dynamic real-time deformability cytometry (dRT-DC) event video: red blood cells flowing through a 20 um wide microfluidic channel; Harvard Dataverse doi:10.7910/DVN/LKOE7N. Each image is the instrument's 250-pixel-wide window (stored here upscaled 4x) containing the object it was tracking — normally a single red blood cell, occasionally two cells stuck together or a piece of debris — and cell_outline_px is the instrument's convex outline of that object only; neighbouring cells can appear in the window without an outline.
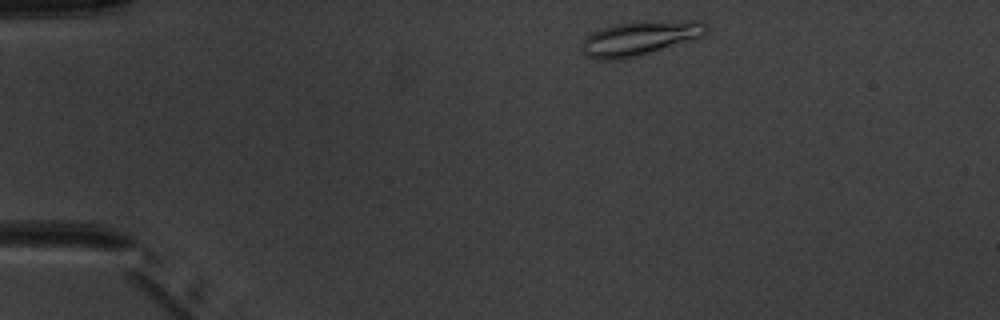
{"species": "common noctule bat (a hibernating species)", "species_latin": "Nyctalus noctula", "temperature_condition": "warm", "stored_images_in_passage": 3, "camera_frame_rate_fps": 3000, "um_per_image_px": 0.085, "animal": {"sex": "male", "body_mass_g": 20.1, "forearm_length_mm": 53.5}, "frame": {"image": 1, "passage_image": 1, "time_ms": 0.0, "image_size_px": [1000, 320], "cell_outline_px": [[708, 28], [704, 36], [620, 60], [600, 60], [584, 56], [580, 52], [580, 44], [584, 36], [600, 28], [616, 24], [640, 20], [704, 20], [708, 24]], "centroid_in_image_um": [54.33, 3.22], "position_along_channel_um": 30.7, "area_um2": 25.43}}